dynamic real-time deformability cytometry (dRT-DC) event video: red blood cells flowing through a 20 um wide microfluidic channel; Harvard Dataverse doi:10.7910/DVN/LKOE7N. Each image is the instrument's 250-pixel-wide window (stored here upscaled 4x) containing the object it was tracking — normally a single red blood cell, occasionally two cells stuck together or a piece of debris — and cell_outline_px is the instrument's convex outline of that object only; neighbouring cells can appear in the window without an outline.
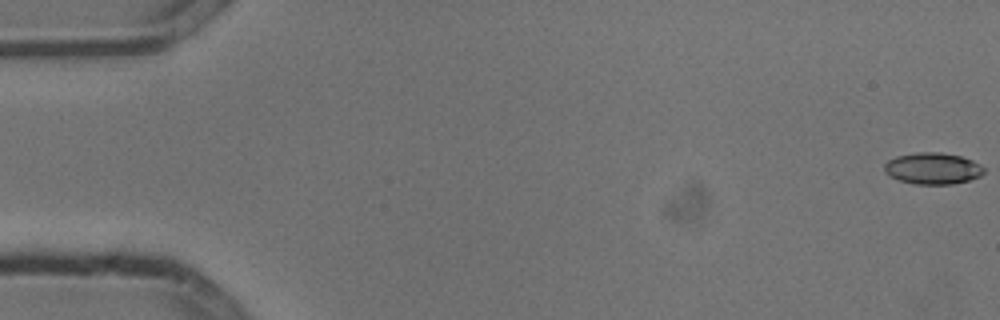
{"species": "common noctule bat (a hibernating species)", "species_latin": "Nyctalus noctula", "temperature_condition": "cold", "stored_images_in_passage": 5, "camera_frame_rate_fps": 3000, "um_per_image_px": 0.085, "animal": {"sex": "male", "body_mass_g": 13.3}, "frame": {"image": 1, "passage_image": 1, "time_ms": 0.0, "image_size_px": [1000, 320], "cell_outline_px": [[984, 172], [980, 176], [968, 180], [952, 184], [916, 184], [900, 180], [888, 176], [884, 172], [884, 164], [888, 160], [896, 156], [916, 152], [940, 152], [960, 156], [972, 160], [980, 164], [984, 168]], "centroid_in_image_um": [79.26, 14.31], "position_along_channel_um": 5.7, "area_um2": 18.32}}
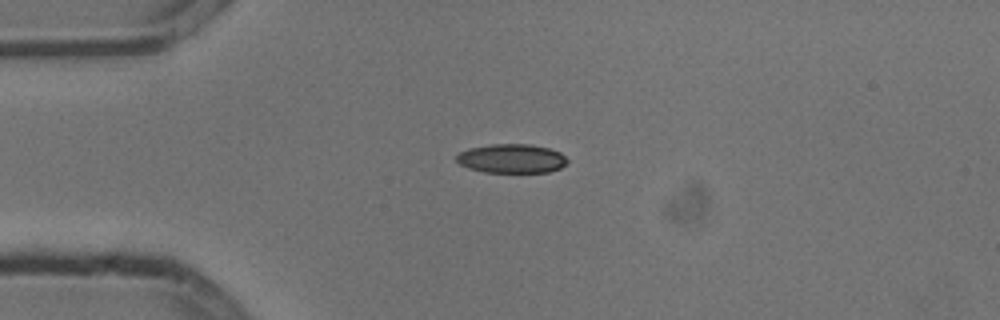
{"frame": {"image": 2, "passage_image": 4, "time_ms": 1.0, "image_size_px": [1000, 320], "cell_outline_px": [[568, 160], [560, 168], [548, 172], [484, 172], [468, 168], [460, 164], [456, 160], [456, 156], [460, 152], [468, 148], [492, 144], [532, 144], [548, 148], [560, 152]], "centroid_in_image_um": [43.47, 13.47], "position_along_channel_um": 41.5, "area_um2": 18.73}}